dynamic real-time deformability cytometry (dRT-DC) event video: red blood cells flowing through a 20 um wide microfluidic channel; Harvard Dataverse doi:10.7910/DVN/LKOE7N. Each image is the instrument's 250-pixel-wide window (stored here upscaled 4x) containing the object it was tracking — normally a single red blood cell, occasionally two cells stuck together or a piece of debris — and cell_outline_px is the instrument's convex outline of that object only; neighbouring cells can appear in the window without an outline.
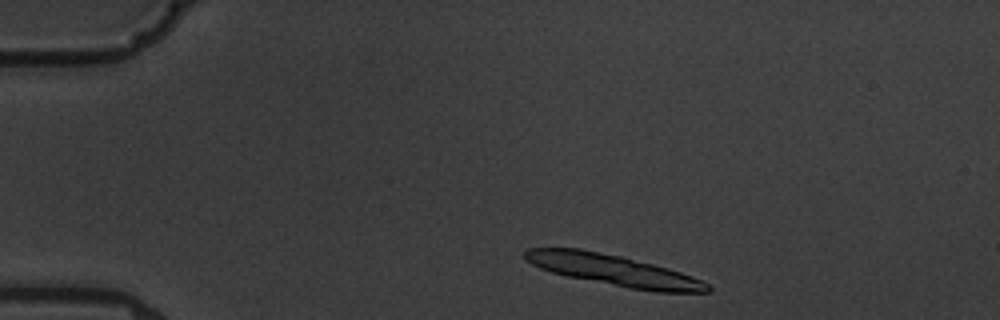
{"species": "common noctule bat (a hibernating species)", "species_latin": "Nyctalus noctula", "temperature_condition": "warm", "stored_images_in_passage": 4, "segment_of_instrument_passage": [1, 2], "camera_frame_rate_fps": 3000, "um_per_image_px": 0.085, "animal": {"sex": "male", "body_mass_g": 19.5, "forearm_length_mm": 54.6}, "frame": {"image": 1, "passage_image": 1, "time_ms": 0.0, "image_size_px": [1000, 320], "cell_outline_px": [[712, 288], [708, 292], [656, 292], [628, 288], [568, 276], [552, 272], [540, 268], [524, 260], [524, 252], [528, 248], [580, 248], [620, 256], [668, 268], [692, 276], [708, 284]], "centroid_in_image_um": [52.13, 22.97], "position_along_channel_um": 32.9, "area_um2": 32.71}}